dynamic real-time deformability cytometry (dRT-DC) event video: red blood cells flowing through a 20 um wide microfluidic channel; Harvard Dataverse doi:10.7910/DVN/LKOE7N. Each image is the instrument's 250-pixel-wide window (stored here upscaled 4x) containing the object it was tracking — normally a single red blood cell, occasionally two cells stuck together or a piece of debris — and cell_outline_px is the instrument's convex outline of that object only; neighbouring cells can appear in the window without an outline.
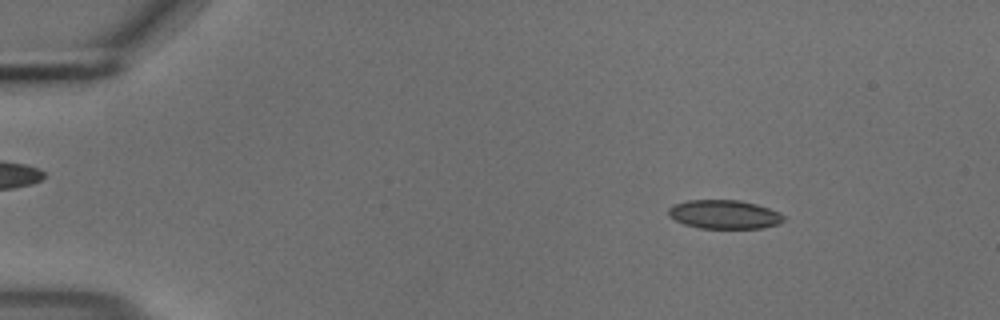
{"species": "common noctule bat (a hibernating species)", "species_latin": "Nyctalus noctula", "temperature_condition": "cold", "stored_images_in_passage": 34, "camera_frame_rate_fps": 3000, "um_per_image_px": 0.085, "animal": {"sex": "male", "body_mass_g": 18.8}, "frame": {"image": 1, "passage_image": 8, "time_ms": 2.333, "image_size_px": [1000, 320], "cell_outline_px": [[784, 220], [780, 224], [764, 228], [700, 228], [684, 224], [668, 216], [668, 208], [672, 204], [688, 200], [740, 200], [756, 204], [780, 212], [784, 216]], "centroid_in_image_um": [61.56, 18.22], "position_along_channel_um": 23.4, "area_um2": 19.48}}
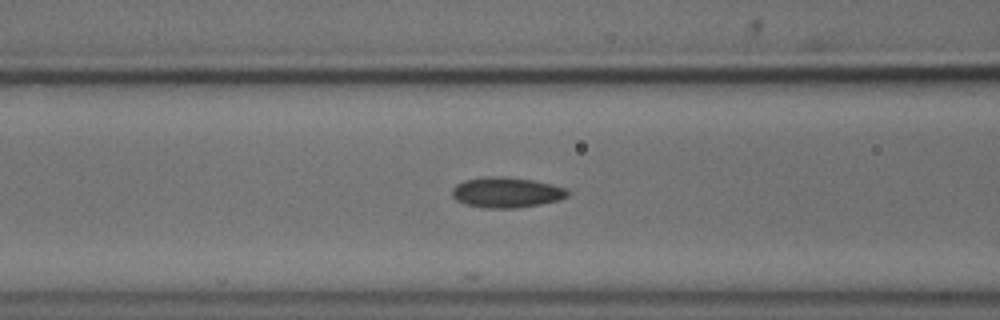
{"frame": {"image": 2, "passage_image": 23, "time_ms": 7.333, "image_size_px": [1000, 320], "cell_outline_px": [[572, 192], [568, 196], [560, 200], [540, 204], [516, 208], [484, 208], [464, 204], [456, 200], [452, 196], [452, 188], [456, 184], [464, 180], [484, 176], [504, 176], [532, 180], [552, 184], [568, 188]], "centroid_in_image_um": [43.07, 16.35], "position_along_channel_um": 123.5, "area_um2": 20.87}}
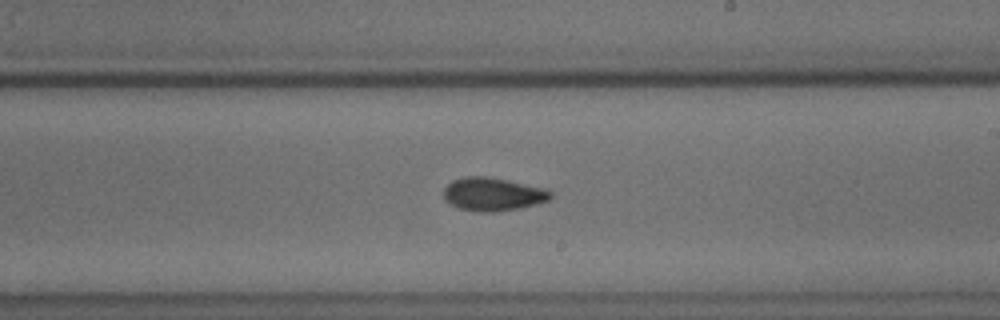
{"frame": {"image": 3, "passage_image": 33, "time_ms": 10.667, "image_size_px": [1000, 320], "cell_outline_px": [[552, 196], [548, 200], [520, 208], [492, 212], [480, 212], [460, 208], [448, 204], [444, 200], [444, 188], [452, 180], [464, 176], [484, 176], [544, 188], [552, 192]], "centroid_in_image_um": [41.84, 16.51], "position_along_channel_um": 247.2, "area_um2": 20.52}}